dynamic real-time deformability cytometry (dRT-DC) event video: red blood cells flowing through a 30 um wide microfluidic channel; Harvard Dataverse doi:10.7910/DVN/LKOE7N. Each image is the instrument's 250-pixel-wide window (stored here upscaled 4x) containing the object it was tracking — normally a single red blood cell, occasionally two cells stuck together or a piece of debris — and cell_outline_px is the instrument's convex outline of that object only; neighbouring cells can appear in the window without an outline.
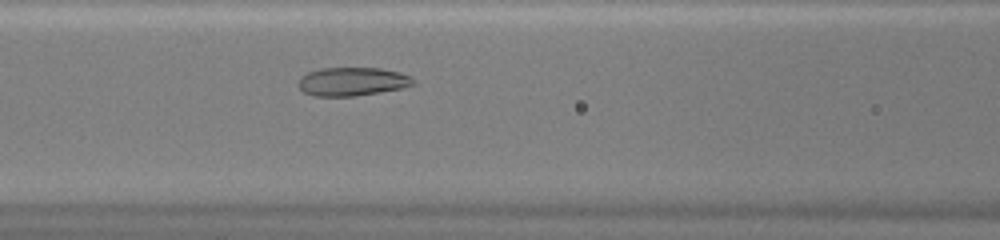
{"species": "common noctule bat (a hibernating species)", "species_latin": "Nyctalus noctula", "temperature_condition": "warm", "stored_images_in_passage": 38, "camera_frame_rate_fps": 3000, "um_per_image_px": 0.085, "animal": {"sex": "female", "body_mass_g": 20.0, "forearm_length_mm": 54.0}, "frame": {"image": 1, "passage_image": 12, "time_ms": 3.667, "image_size_px": [1000, 240], "cell_outline_px": [[416, 84], [404, 88], [356, 96], [316, 96], [304, 92], [300, 88], [300, 76], [308, 72], [320, 68], [380, 68], [400, 72], [412, 76]], "centroid_in_image_um": [30.0, 6.93], "position_along_channel_um": 136.6, "area_um2": 19.19}}
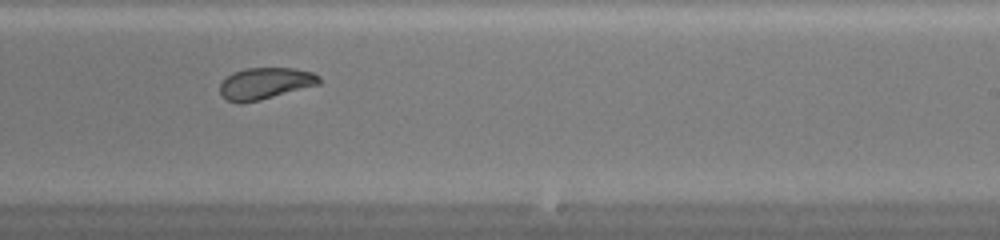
{"frame": {"image": 2, "passage_image": 21, "time_ms": 6.667, "image_size_px": [1000, 240], "cell_outline_px": [[320, 84], [260, 100], [240, 104], [228, 100], [220, 96], [220, 84], [232, 72], [244, 68], [296, 68], [312, 72], [320, 76]], "centroid_in_image_um": [22.53, 7.09], "position_along_channel_um": 266.5, "area_um2": 18.38}}
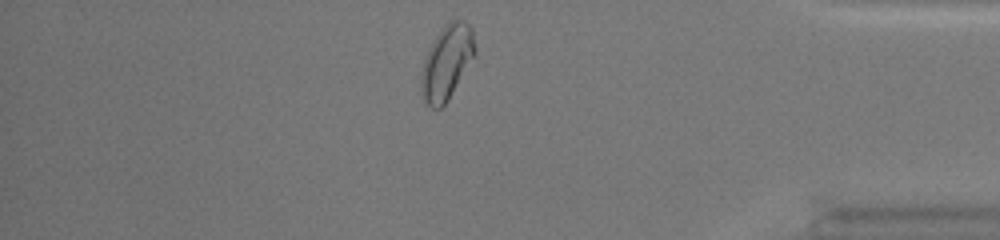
{"frame": {"image": 3, "passage_image": 32, "time_ms": 10.333, "image_size_px": [1000, 240], "cell_outline_px": [[476, 48], [472, 56], [448, 100], [440, 108], [432, 108], [424, 104], [420, 84], [420, 76], [424, 60], [436, 36], [452, 20], [464, 20], [472, 28]], "centroid_in_image_um": [37.94, 5.33], "position_along_channel_um": 397.3, "area_um2": 22.54}, "authors_computed_cell_mechanics": {"area_um2": 20.2011, "velocity_mm_per_s": 4.331, "shape_relaxation_time_tau1_ms": null, "shape_relaxation_time_tau2_ms": 0.9964, "deformation_change_tau1": null, "deformation_change_tau2": 0.0599}}